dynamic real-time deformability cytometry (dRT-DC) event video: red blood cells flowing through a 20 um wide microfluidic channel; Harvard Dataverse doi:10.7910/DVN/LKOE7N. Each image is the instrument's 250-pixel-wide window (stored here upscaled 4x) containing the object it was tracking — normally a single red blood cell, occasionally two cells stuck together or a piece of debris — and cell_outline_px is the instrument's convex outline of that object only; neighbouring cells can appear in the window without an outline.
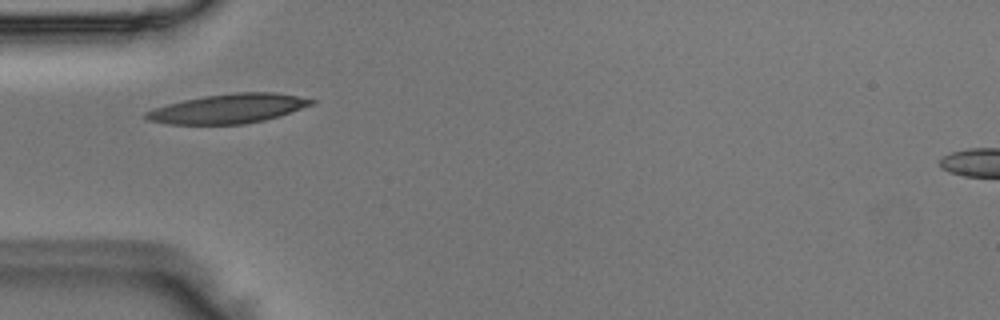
{"species": "Egyptian fruit bat (a non-hibernating species)", "species_latin": "Rousettus aegyptiacus", "temperature_condition": "room temperature", "stored_images_in_passage": 4, "camera_frame_rate_fps": 3000, "um_per_image_px": 0.085, "animal": {"sex": "male"}, "frame": {"image": 1, "passage_image": 4, "time_ms": 1.0, "image_size_px": [1000, 320], "cell_outline_px": [[316, 100], [312, 104], [280, 116], [264, 120], [244, 124], [168, 124], [148, 120], [144, 116], [144, 112], [168, 104], [184, 100], [204, 96], [236, 92], [276, 92]], "centroid_in_image_um": [19.4, 9.23], "position_along_channel_um": 65.6, "area_um2": 28.03}}